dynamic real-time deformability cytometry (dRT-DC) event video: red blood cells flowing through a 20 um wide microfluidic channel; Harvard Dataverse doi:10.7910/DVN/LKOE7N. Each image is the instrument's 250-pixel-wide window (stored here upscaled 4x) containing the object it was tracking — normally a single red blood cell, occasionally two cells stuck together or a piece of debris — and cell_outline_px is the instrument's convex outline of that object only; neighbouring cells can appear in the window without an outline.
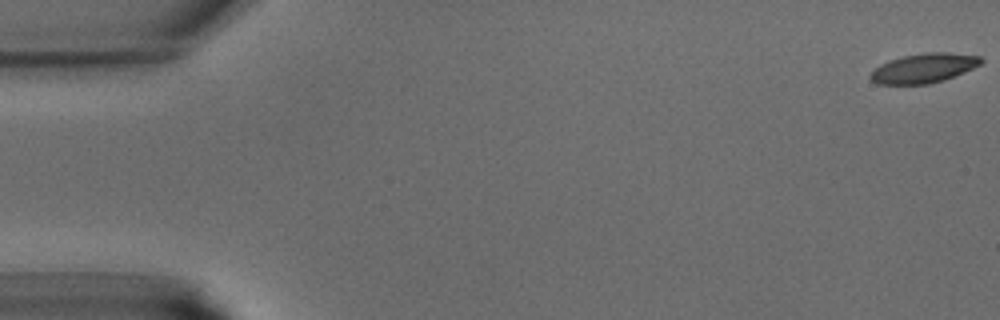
{"species": "common noctule bat (a hibernating species)", "species_latin": "Nyctalus noctula", "temperature_condition": "warm", "stored_images_in_passage": 11, "camera_frame_rate_fps": 3000, "um_per_image_px": 0.085, "animal": {"sex": "male", "body_mass_g": 15.6}, "frame": {"image": 1, "passage_image": 1, "time_ms": 0.0, "image_size_px": [1000, 320], "cell_outline_px": [[984, 60], [980, 64], [964, 72], [944, 80], [928, 84], [876, 84], [868, 76], [880, 64], [904, 56], [924, 52], [948, 52], [980, 56]], "centroid_in_image_um": [78.53, 5.79], "position_along_channel_um": 6.5, "area_um2": 18.84}}
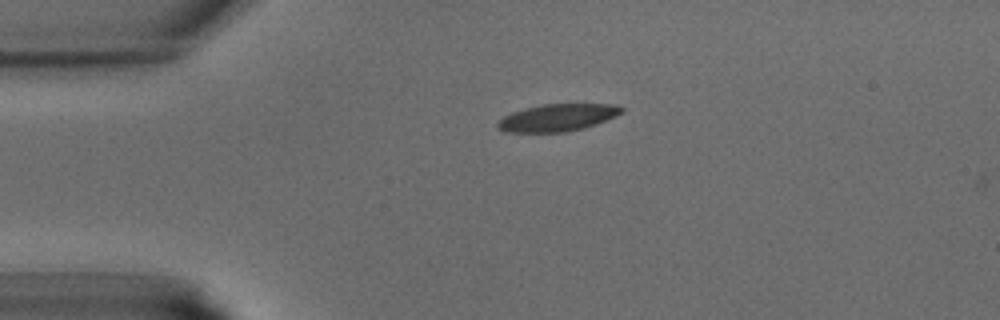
{"frame": {"image": 2, "passage_image": 10, "time_ms": 3.0, "image_size_px": [1000, 320], "cell_outline_px": [[624, 112], [596, 124], [584, 128], [564, 132], [508, 132], [500, 128], [496, 124], [504, 116], [512, 112], [544, 104], [612, 104], [624, 108]], "centroid_in_image_um": [47.42, 9.99], "position_along_channel_um": 37.6, "area_um2": 19.36}}